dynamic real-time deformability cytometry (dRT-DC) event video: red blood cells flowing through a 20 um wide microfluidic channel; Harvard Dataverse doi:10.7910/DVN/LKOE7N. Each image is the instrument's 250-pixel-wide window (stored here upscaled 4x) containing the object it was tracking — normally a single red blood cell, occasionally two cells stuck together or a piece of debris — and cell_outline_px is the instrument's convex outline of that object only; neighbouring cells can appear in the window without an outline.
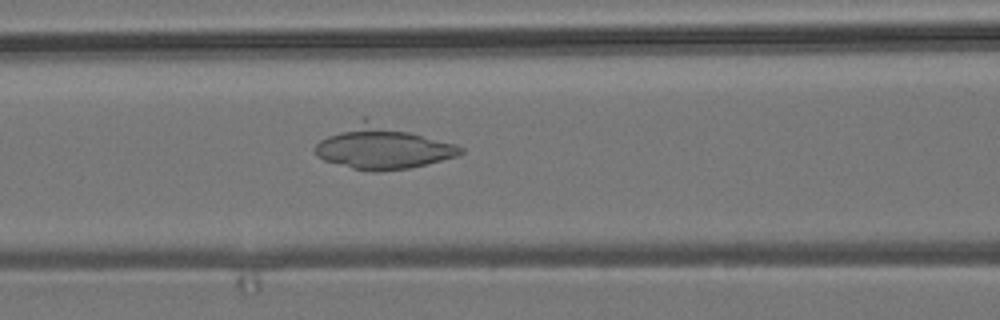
{"species": "common noctule bat (a hibernating species)", "species_latin": "Nyctalus noctula", "temperature_condition": "room temperature", "stored_images_in_passage": 53, "camera_frame_rate_fps": 3000, "um_per_image_px": 0.085, "animal": {"sex": "male", "body_mass_g": 19.2, "forearm_length_mm": 51.8}, "frame": {"image": 1, "passage_image": 22, "time_ms": 7.0, "image_size_px": [1000, 320], "cell_outline_px": [[464, 152], [456, 156], [428, 164], [408, 168], [376, 172], [372, 172], [352, 168], [324, 160], [316, 156], [316, 144], [320, 140], [364, 116], [456, 144], [464, 148]], "centroid_in_image_um": [32.54, 12.5], "position_along_channel_um": 134.1, "area_um2": 36.76}}
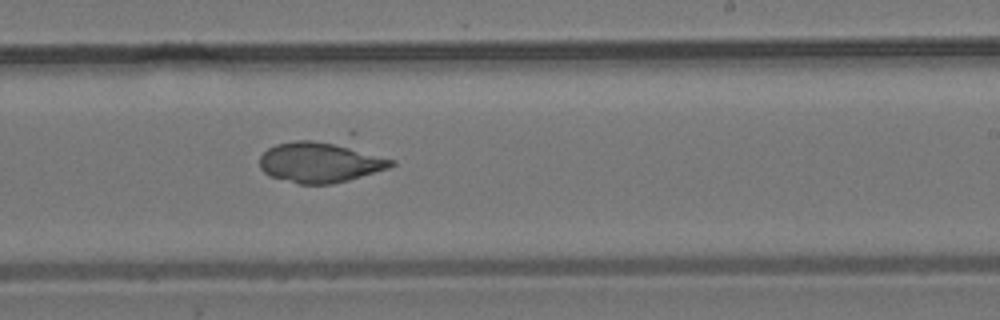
{"frame": {"image": 2, "passage_image": 32, "time_ms": 10.333, "image_size_px": [1000, 320], "cell_outline_px": [[396, 164], [388, 168], [348, 180], [332, 184], [300, 184], [268, 176], [260, 168], [260, 156], [268, 148], [276, 144], [352, 128], [396, 160]], "centroid_in_image_um": [27.62, 13.49], "position_along_channel_um": 261.4, "area_um2": 37.34}}
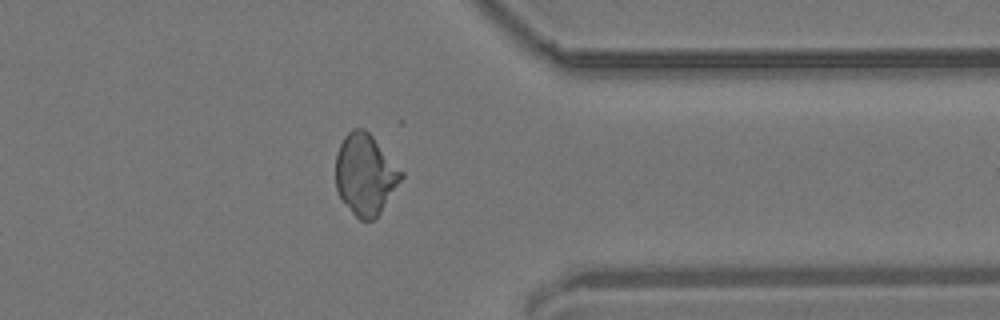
{"frame": {"image": 3, "passage_image": 42, "time_ms": 13.667, "image_size_px": [1000, 320], "cell_outline_px": [[404, 176], [380, 212], [372, 220], [360, 220], [352, 212], [340, 196], [336, 188], [336, 152], [344, 136], [352, 128], [364, 128], [372, 136], [404, 172]], "centroid_in_image_um": [31.05, 14.8], "position_along_channel_um": 380.4, "area_um2": 30.63}}